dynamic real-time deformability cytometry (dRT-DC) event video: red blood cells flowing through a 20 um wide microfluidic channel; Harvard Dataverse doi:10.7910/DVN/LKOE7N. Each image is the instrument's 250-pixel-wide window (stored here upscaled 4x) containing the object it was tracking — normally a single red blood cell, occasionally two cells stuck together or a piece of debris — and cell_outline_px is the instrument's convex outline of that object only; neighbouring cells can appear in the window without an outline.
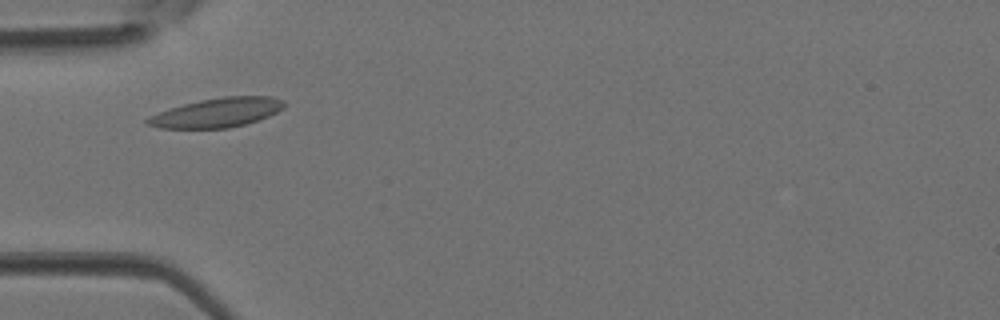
{"species": "Egyptian fruit bat (a non-hibernating species)", "species_latin": "Rousettus aegyptiacus", "temperature_condition": "room temperature", "stored_images_in_passage": 2, "camera_frame_rate_fps": 3000, "um_per_image_px": 0.085, "animal": {"sex": "female"}, "frame": {"image": 1, "passage_image": 2, "time_ms": 0.333, "image_size_px": [1000, 320], "cell_outline_px": [[288, 104], [284, 108], [260, 120], [228, 128], [160, 128], [144, 124], [144, 120], [148, 116], [184, 104], [200, 100], [224, 96], [272, 96], [284, 100]], "centroid_in_image_um": [18.48, 9.57], "position_along_channel_um": 66.5, "area_um2": 23.41}}